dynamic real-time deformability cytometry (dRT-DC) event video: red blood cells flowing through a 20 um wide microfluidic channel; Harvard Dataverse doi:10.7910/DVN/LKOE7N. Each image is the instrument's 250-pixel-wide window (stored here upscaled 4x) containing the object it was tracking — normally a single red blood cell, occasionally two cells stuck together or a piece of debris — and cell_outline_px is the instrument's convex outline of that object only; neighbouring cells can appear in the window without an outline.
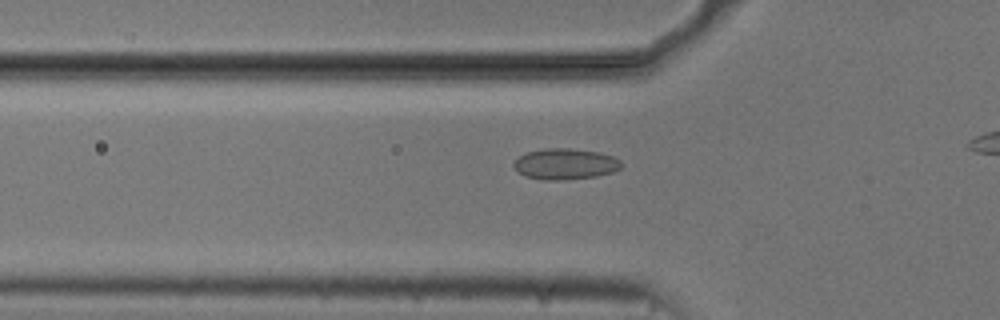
{"species": "common noctule bat (a hibernating species)", "species_latin": "Nyctalus noctula", "temperature_condition": "cold", "stored_images_in_passage": 39, "camera_frame_rate_fps": 3000, "um_per_image_px": 0.085, "animal": {"sex": "male", "body_mass_g": 20.5, "forearm_length_mm": 52.5}, "frame": {"image": 1, "passage_image": 10, "time_ms": 3.0, "image_size_px": [1000, 320], "cell_outline_px": [[624, 164], [620, 168], [612, 172], [596, 176], [564, 180], [544, 180], [524, 176], [512, 164], [520, 156], [528, 152], [544, 148], [568, 148], [600, 152], [612, 156], [620, 160]], "centroid_in_image_um": [48.07, 13.94], "position_along_channel_um": 77.7, "area_um2": 19.36}}
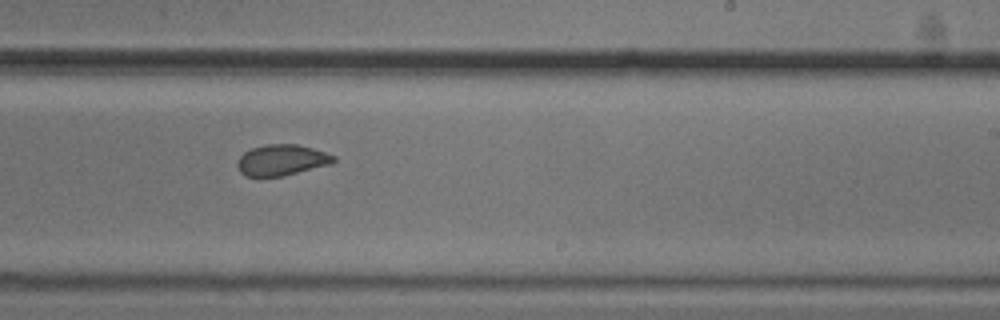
{"frame": {"image": 2, "passage_image": 25, "time_ms": 8.0, "image_size_px": [1000, 320], "cell_outline_px": [[336, 160], [332, 164], [284, 176], [244, 176], [240, 172], [236, 164], [240, 156], [244, 152], [252, 148], [268, 144], [296, 144], [312, 148], [336, 156]], "centroid_in_image_um": [23.95, 13.61], "position_along_channel_um": 265.0, "area_um2": 17.4}}
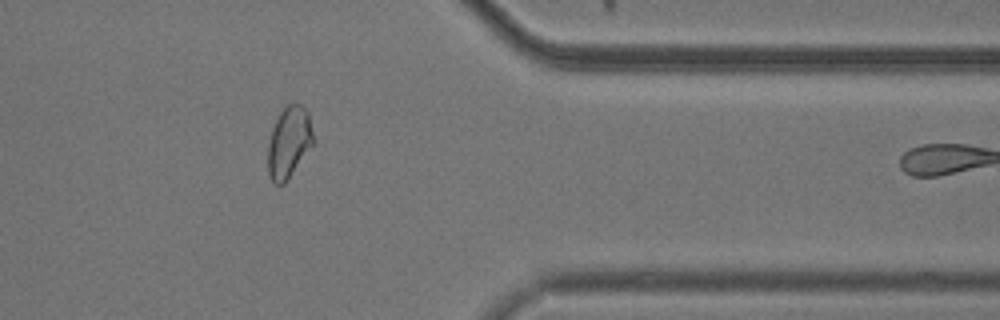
{"frame": {"image": 3, "passage_image": 36, "time_ms": 11.667, "image_size_px": [1000, 320], "cell_outline_px": [[316, 140], [288, 180], [284, 184], [276, 184], [272, 180], [268, 172], [268, 140], [272, 128], [280, 112], [288, 104], [300, 104], [308, 112]], "centroid_in_image_um": [24.58, 12.09], "position_along_channel_um": 386.8, "area_um2": 19.02}, "authors_computed_cell_mechanics": {"area_um2": 18.6116, "velocity_mm_per_s": 3.7271, "shape_relaxation_time_tau1_ms": 8.4411, "shape_relaxation_time_tau2_ms": 1.0925, "deformation_change_tau1": 0.0819, "deformation_change_tau2": 0.0535}}